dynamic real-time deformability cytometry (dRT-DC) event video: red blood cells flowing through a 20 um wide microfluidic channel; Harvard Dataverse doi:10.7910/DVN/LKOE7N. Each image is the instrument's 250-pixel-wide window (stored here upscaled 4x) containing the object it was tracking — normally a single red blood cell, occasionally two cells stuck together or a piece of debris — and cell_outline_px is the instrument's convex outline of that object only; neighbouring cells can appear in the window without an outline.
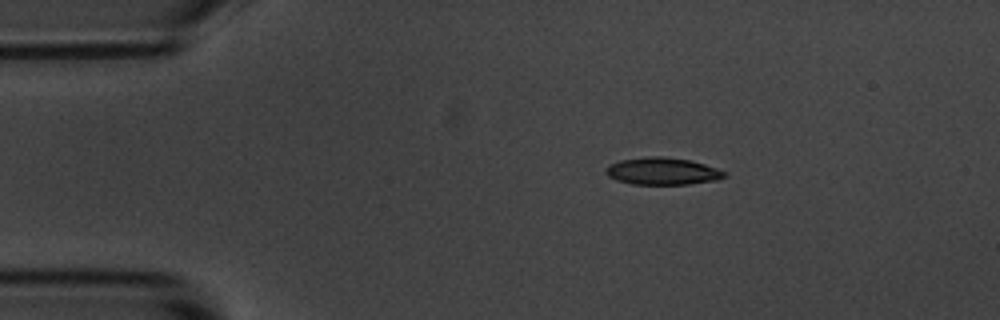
{"species": "common noctule bat (a hibernating species)", "species_latin": "Nyctalus noctula", "temperature_condition": "room temperature", "stored_images_in_passage": 4, "camera_frame_rate_fps": 3000, "um_per_image_px": 0.085, "animal": {"sex": "male", "body_mass_g": 20.1, "forearm_length_mm": 53.5}, "frame": {"image": 1, "passage_image": 1, "time_ms": 0.0, "image_size_px": [1000, 320], "cell_outline_px": [[728, 176], [716, 180], [688, 184], [632, 184], [616, 180], [608, 176], [604, 172], [604, 168], [620, 160], [648, 156], [664, 156], [688, 160], [704, 164], [728, 172]], "centroid_in_image_um": [56.31, 14.55], "position_along_channel_um": 28.7, "area_um2": 18.84}}
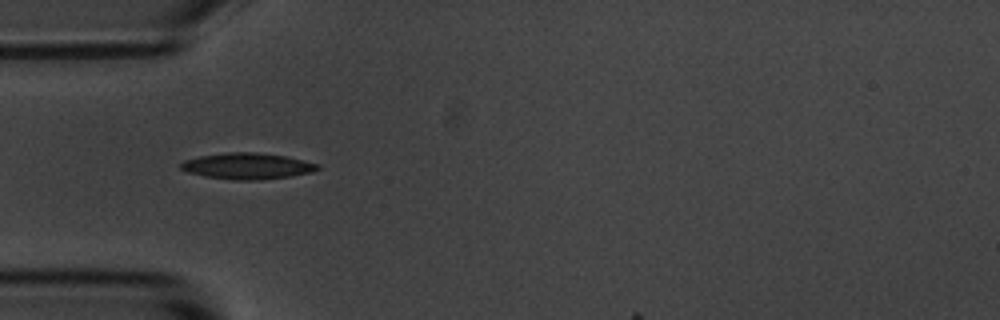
{"frame": {"image": 2, "passage_image": 3, "time_ms": 2.333, "image_size_px": [1000, 320], "cell_outline_px": [[320, 168], [312, 172], [292, 176], [260, 180], [236, 180], [204, 176], [188, 172], [180, 168], [180, 164], [184, 160], [200, 156], [228, 152], [256, 152], [288, 156], [320, 164]], "centroid_in_image_um": [21.06, 14.11], "position_along_channel_um": 63.9, "area_um2": 20.98}}